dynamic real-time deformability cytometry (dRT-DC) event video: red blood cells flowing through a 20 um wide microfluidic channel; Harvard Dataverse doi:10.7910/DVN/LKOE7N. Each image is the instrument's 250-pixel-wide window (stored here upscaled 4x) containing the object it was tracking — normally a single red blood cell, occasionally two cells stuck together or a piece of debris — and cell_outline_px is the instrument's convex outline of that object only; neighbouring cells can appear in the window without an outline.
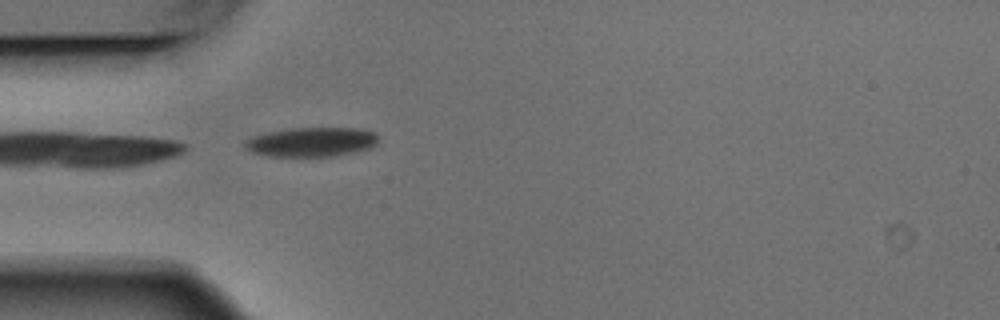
{"species": "Egyptian fruit bat (a non-hibernating species)", "species_latin": "Rousettus aegyptiacus", "temperature_condition": "warm", "stored_images_in_passage": 4, "camera_frame_rate_fps": 3000, "um_per_image_px": 0.085, "animal": {"sex": "male"}, "frame": {"image": 1, "passage_image": 4, "time_ms": 1.0, "image_size_px": [1000, 320], "cell_outline_px": [[376, 144], [372, 148], [356, 152], [336, 156], [268, 156], [252, 152], [244, 148], [244, 140], [252, 136], [268, 132], [288, 128], [356, 128], [372, 132], [376, 136]], "centroid_in_image_um": [26.44, 12.07], "position_along_channel_um": 58.6, "area_um2": 22.89}}